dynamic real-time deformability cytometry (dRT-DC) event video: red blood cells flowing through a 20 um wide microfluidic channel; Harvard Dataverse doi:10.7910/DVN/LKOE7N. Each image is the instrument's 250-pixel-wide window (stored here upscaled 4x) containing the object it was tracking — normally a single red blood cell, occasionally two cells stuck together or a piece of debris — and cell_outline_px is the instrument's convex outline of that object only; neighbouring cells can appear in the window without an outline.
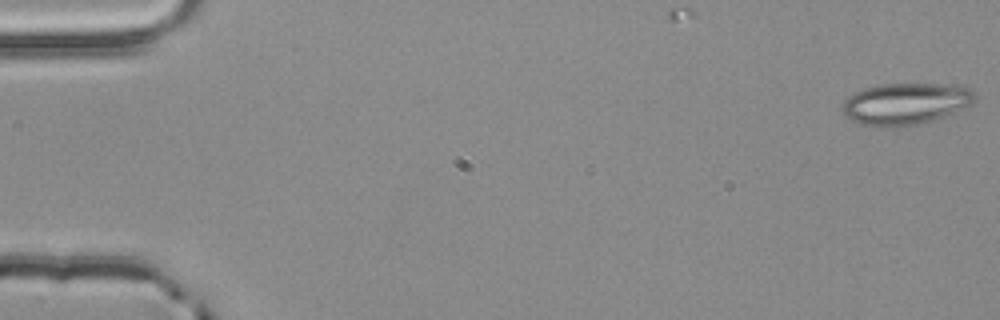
{"species": "common noctule bat (a hibernating species)", "species_latin": "Nyctalus noctula", "temperature_condition": "room temperature", "stored_images_in_passage": 5, "camera_frame_rate_fps": 3000, "um_per_image_px": 0.085, "animal": {"sex": "male", "body_mass_g": 20.4}, "frame": {"image": 1, "passage_image": 1, "time_ms": 0.0, "image_size_px": [1000, 320], "cell_outline_px": [[976, 100], [972, 104], [936, 120], [920, 124], [900, 128], [892, 128], [860, 124], [852, 120], [844, 112], [844, 100], [848, 96], [864, 88], [880, 84], [940, 84], [968, 88], [976, 92]], "centroid_in_image_um": [77.0, 8.84], "position_along_channel_um": 8.0, "area_um2": 32.25}}